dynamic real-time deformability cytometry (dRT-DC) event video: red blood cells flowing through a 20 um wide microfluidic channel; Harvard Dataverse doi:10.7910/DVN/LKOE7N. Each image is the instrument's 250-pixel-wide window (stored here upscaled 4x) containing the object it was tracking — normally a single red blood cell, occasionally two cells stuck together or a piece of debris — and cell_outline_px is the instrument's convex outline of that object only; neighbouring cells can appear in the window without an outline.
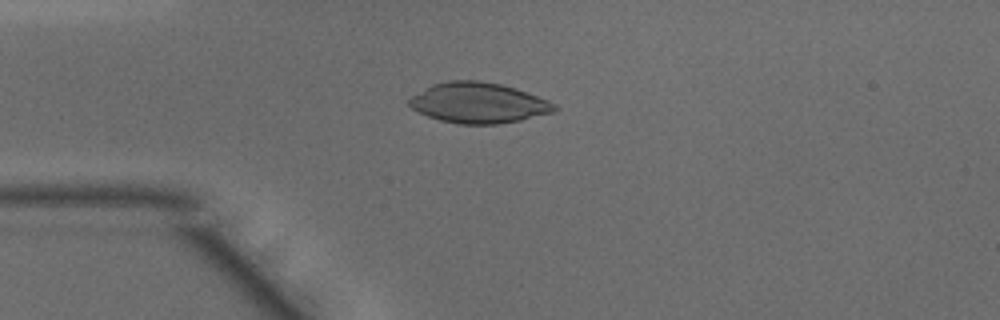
{"species": "common noctule bat (a hibernating species)", "species_latin": "Nyctalus noctula", "temperature_condition": "warm", "stored_images_in_passage": 30, "camera_frame_rate_fps": 3000, "um_per_image_px": 0.085, "animal": {"sex": "male", "body_mass_g": 15.6}, "frame": {"image": 1, "passage_image": 11, "time_ms": 3.333, "image_size_px": [1000, 320], "cell_outline_px": [[560, 108], [552, 112], [520, 120], [496, 124], [460, 124], [440, 120], [428, 116], [412, 108], [408, 104], [408, 100], [412, 96], [432, 84], [448, 80], [480, 80], [500, 84], [516, 88], [548, 100], [556, 104]], "centroid_in_image_um": [40.68, 8.73], "position_along_channel_um": 44.3, "area_um2": 34.16}}
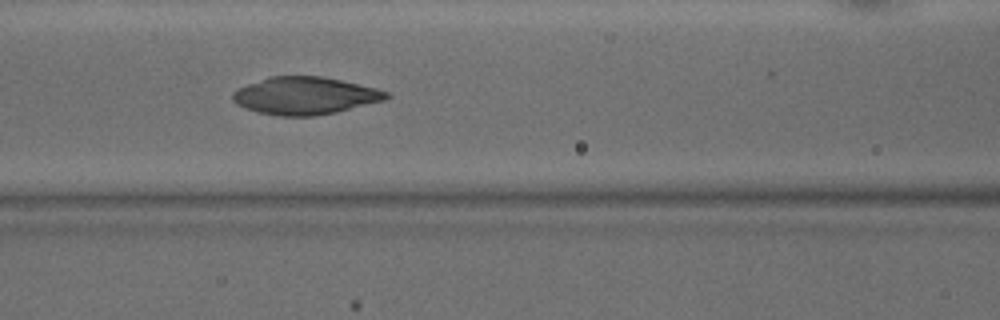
{"frame": {"image": 2, "passage_image": 19, "time_ms": 6.0, "image_size_px": [1000, 320], "cell_outline_px": [[392, 96], [384, 100], [336, 112], [312, 116], [280, 116], [260, 112], [236, 104], [232, 100], [232, 92], [236, 88], [268, 76], [320, 76], [340, 80], [376, 88], [388, 92]], "centroid_in_image_um": [25.9, 8.13], "position_along_channel_um": 140.7, "area_um2": 33.41}}
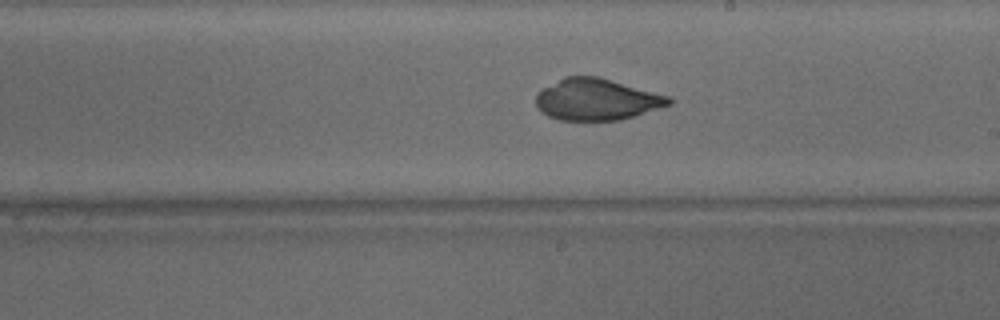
{"frame": {"image": 3, "passage_image": 26, "time_ms": 8.333, "image_size_px": [1000, 320], "cell_outline_px": [[676, 100], [672, 104], [620, 120], [560, 120], [548, 116], [536, 104], [536, 92], [564, 76], [596, 76], [668, 96]], "centroid_in_image_um": [50.71, 8.45], "position_along_channel_um": 238.3, "area_um2": 31.85}}